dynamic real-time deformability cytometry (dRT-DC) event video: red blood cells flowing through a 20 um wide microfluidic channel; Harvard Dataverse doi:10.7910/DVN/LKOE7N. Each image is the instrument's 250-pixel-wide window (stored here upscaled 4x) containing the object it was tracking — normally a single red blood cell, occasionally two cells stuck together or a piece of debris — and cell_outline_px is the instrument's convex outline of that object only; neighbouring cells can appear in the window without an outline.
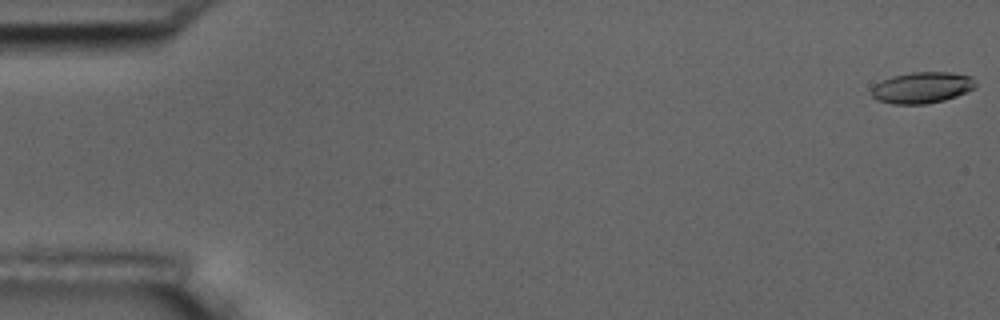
{"species": "common noctule bat (a hibernating species)", "species_latin": "Nyctalus noctula", "temperature_condition": "room temperature", "stored_images_in_passage": 57, "camera_frame_rate_fps": 3000, "um_per_image_px": 0.085, "animal": {"sex": "male", "body_mass_g": 17.5, "forearm_length_mm": 52.3}, "frame": {"image": 1, "passage_image": 1, "time_ms": 0.0, "image_size_px": [1000, 320], "cell_outline_px": [[976, 88], [956, 96], [944, 100], [924, 104], [892, 104], [876, 100], [872, 96], [872, 88], [876, 84], [892, 76], [912, 72], [952, 72], [972, 76], [976, 84]], "centroid_in_image_um": [78.4, 7.44], "position_along_channel_um": 6.6, "area_um2": 18.96}}
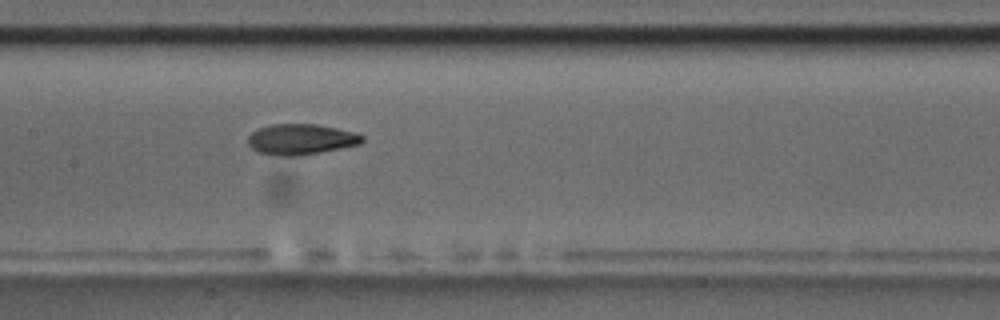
{"frame": {"image": 2, "passage_image": 28, "time_ms": 9.0, "image_size_px": [1000, 320], "cell_outline_px": [[364, 140], [360, 144], [300, 156], [280, 156], [256, 152], [248, 144], [248, 136], [256, 128], [272, 124], [320, 124], [356, 132], [364, 136]], "centroid_in_image_um": [25.57, 11.83], "position_along_channel_um": 181.8, "area_um2": 20.69}}
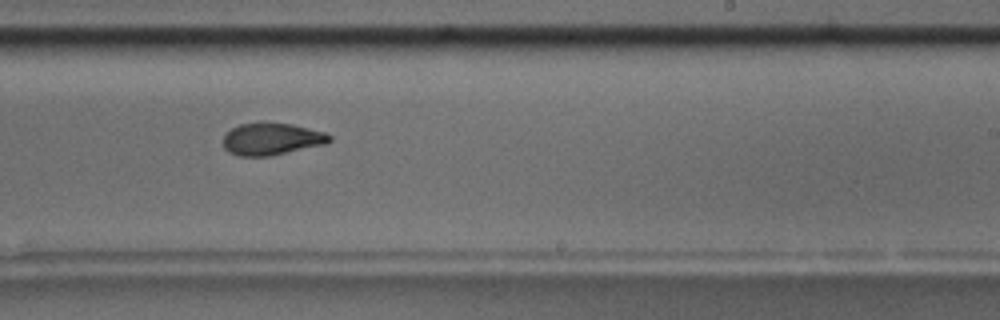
{"frame": {"image": 3, "passage_image": 35, "time_ms": 11.333, "image_size_px": [1000, 320], "cell_outline_px": [[332, 140], [328, 144], [272, 156], [236, 156], [228, 152], [224, 148], [220, 140], [232, 128], [240, 124], [264, 120], [292, 124], [324, 132], [332, 136]], "centroid_in_image_um": [23.08, 11.8], "position_along_channel_um": 265.9, "area_um2": 20.69}, "authors_computed_cell_mechanics": {"area_um2": 20.2878, "velocity_mm_per_s": 3.6181, "shape_relaxation_time_tau1_ms": 6.4548, "shape_relaxation_time_tau2_ms": 2.1098, "deformation_change_tau1": 0.1757, "deformation_change_tau2": 0.0846}}